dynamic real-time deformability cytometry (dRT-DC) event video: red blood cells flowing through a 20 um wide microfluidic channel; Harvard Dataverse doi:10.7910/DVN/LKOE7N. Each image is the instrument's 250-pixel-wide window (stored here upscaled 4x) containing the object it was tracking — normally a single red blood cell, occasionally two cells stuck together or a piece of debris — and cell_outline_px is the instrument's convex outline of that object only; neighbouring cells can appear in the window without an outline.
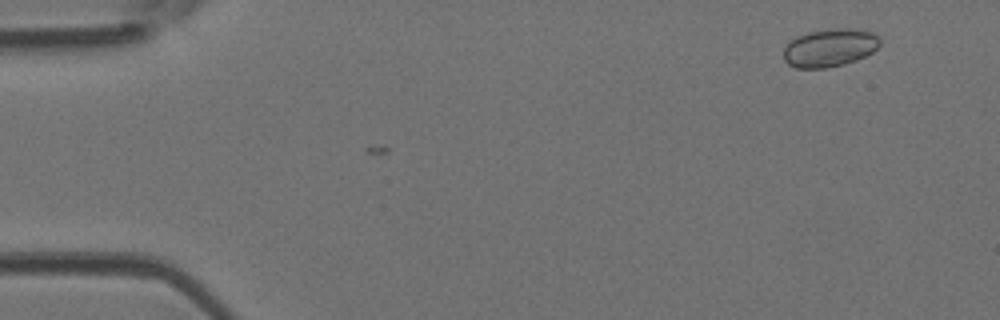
{"species": "Egyptian fruit bat (a non-hibernating species)", "species_latin": "Rousettus aegyptiacus", "temperature_condition": "room temperature", "stored_images_in_passage": 2, "camera_frame_rate_fps": 3000, "um_per_image_px": 0.085, "animal": {"sex": "female"}, "frame": {"image": 1, "passage_image": 2, "time_ms": 0.333, "image_size_px": [1000, 320], "cell_outline_px": [[880, 44], [872, 52], [856, 60], [844, 64], [824, 68], [796, 68], [788, 64], [784, 60], [784, 48], [796, 36], [808, 32], [836, 28], [840, 28], [876, 32], [880, 40]], "centroid_in_image_um": [70.52, 4.06], "position_along_channel_um": 14.5, "area_um2": 21.21}}